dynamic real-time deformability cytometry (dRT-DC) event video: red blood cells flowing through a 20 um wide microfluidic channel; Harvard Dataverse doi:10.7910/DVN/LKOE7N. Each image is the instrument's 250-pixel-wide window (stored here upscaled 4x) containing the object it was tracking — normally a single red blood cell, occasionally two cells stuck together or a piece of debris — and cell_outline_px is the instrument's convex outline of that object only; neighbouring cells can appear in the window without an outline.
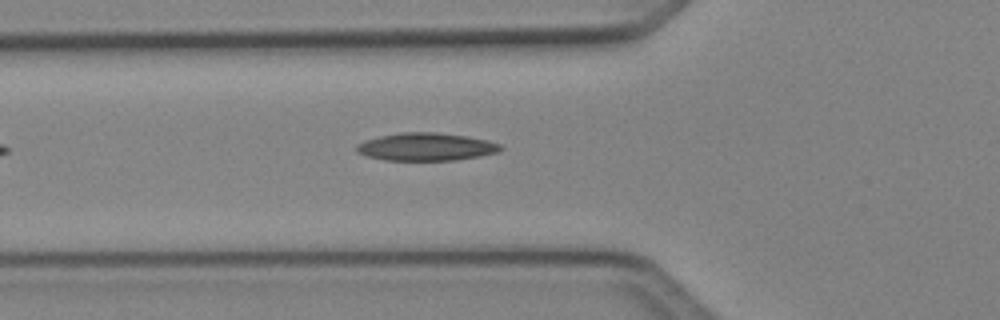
{"species": "Egyptian fruit bat (a non-hibernating species)", "species_latin": "Rousettus aegyptiacus", "temperature_condition": "cold", "stored_images_in_passage": 3, "camera_frame_rate_fps": 3000, "um_per_image_px": 0.085, "animal": {"sex": "female"}, "frame": {"image": 1, "passage_image": 3, "time_ms": 0.667, "image_size_px": [1000, 320], "cell_outline_px": [[504, 148], [500, 152], [480, 156], [456, 160], [384, 160], [364, 156], [356, 152], [356, 144], [364, 140], [380, 136], [400, 132], [436, 132], [468, 136], [488, 140], [500, 144]], "centroid_in_image_um": [36.22, 12.48], "position_along_channel_um": 89.6, "area_um2": 23.64}}